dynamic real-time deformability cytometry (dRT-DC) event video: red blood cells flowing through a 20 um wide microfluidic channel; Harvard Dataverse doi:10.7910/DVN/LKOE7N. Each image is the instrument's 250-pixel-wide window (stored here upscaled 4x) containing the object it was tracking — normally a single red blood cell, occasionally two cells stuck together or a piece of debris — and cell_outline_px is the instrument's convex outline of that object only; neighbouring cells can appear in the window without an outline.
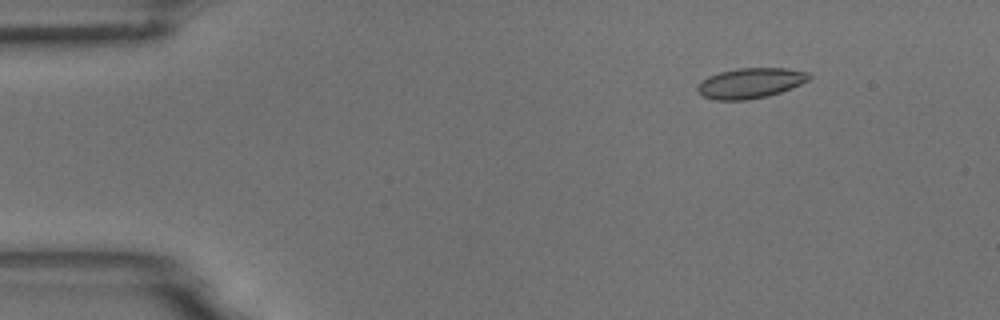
{"species": "common noctule bat (a hibernating species)", "species_latin": "Nyctalus noctula", "temperature_condition": "room temperature", "stored_images_in_passage": 5, "camera_frame_rate_fps": 3000, "um_per_image_px": 0.085, "animal": {"sex": "male", "body_mass_g": 18.8}, "frame": {"image": 1, "passage_image": 2, "time_ms": 0.333, "image_size_px": [1000, 320], "cell_outline_px": [[812, 76], [808, 80], [792, 88], [768, 96], [744, 100], [716, 100], [704, 96], [696, 92], [696, 88], [708, 76], [720, 72], [736, 68], [788, 68], [808, 72]], "centroid_in_image_um": [63.8, 7.06], "position_along_channel_um": 21.2, "area_um2": 19.65}}